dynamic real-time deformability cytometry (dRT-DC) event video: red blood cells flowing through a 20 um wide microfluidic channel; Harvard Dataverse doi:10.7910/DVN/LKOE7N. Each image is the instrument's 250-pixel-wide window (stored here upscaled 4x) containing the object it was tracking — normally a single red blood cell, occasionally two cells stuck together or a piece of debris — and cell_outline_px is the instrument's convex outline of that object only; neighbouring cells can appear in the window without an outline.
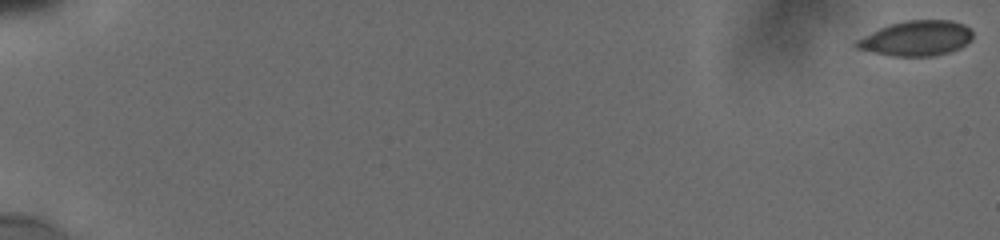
{"species": "human", "species_latin": "Homo sapiens", "temperature_condition": "cold", "stored_images_in_passage": 16, "camera_frame_rate_fps": 3000, "um_per_image_px": 0.085, "donor": {"sex": "male"}, "frame": {"image": 1, "passage_image": 1, "time_ms": 0.0, "image_size_px": [1000, 240], "cell_outline_px": [[972, 40], [960, 48], [948, 52], [932, 56], [892, 56], [856, 48], [852, 44], [856, 40], [888, 24], [904, 20], [952, 20], [964, 24], [972, 32]], "centroid_in_image_um": [77.89, 3.25], "position_along_channel_um": 7.1, "area_um2": 23.81}}
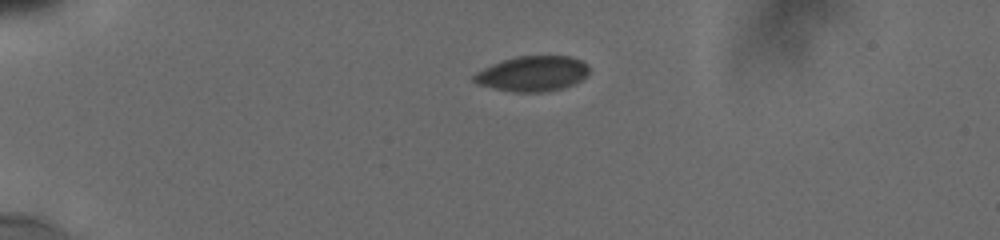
{"frame": {"image": 2, "passage_image": 8, "time_ms": 5.0, "image_size_px": [1000, 240], "cell_outline_px": [[588, 72], [580, 80], [564, 88], [544, 92], [512, 92], [476, 84], [472, 80], [472, 76], [476, 72], [492, 64], [516, 56], [572, 56], [588, 64]], "centroid_in_image_um": [45.24, 6.26], "position_along_channel_um": 39.8, "area_um2": 23.64}}
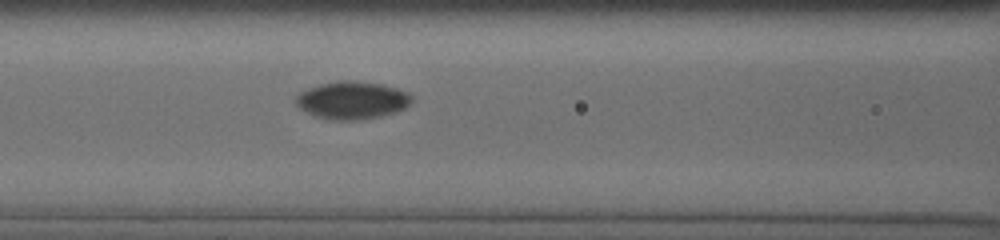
{"frame": {"image": 3, "passage_image": 15, "time_ms": 9.0, "image_size_px": [1000, 240], "cell_outline_px": [[412, 100], [404, 108], [396, 112], [380, 116], [360, 120], [328, 120], [316, 116], [300, 108], [296, 104], [296, 96], [300, 92], [308, 88], [320, 84], [336, 80], [356, 80], [380, 84], [396, 88], [408, 92], [412, 96]], "centroid_in_image_um": [29.92, 8.51], "position_along_channel_um": 136.7, "area_um2": 25.49}}